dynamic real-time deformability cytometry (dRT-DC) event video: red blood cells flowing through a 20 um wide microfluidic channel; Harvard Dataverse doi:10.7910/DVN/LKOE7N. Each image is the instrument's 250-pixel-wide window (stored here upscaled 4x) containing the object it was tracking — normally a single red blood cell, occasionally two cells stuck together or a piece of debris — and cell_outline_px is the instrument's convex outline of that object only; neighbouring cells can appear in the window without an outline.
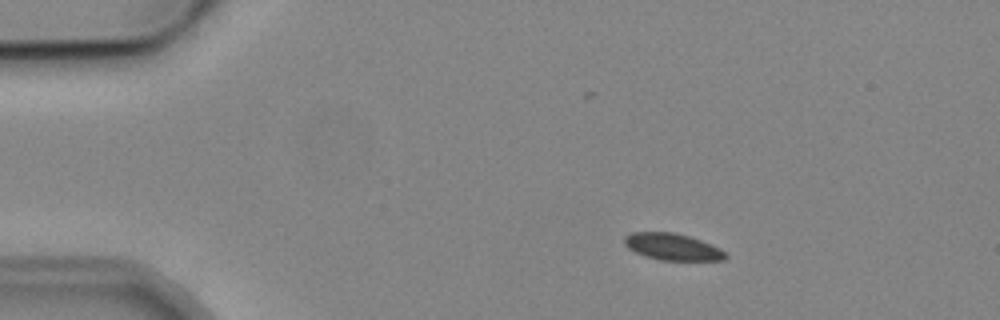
{"species": "common noctule bat (a hibernating species)", "species_latin": "Nyctalus noctula", "temperature_condition": "cold", "stored_images_in_passage": 4, "camera_frame_rate_fps": 3000, "um_per_image_px": 0.085, "animal": {"sex": "male", "body_mass_g": 19.2, "forearm_length_mm": 51.8}, "frame": {"image": 1, "passage_image": 2, "time_ms": 1.667, "image_size_px": [1000, 320], "cell_outline_px": [[728, 256], [724, 260], [660, 260], [644, 256], [628, 248], [624, 244], [624, 236], [632, 232], [672, 232], [688, 236], [700, 240], [720, 248]], "centroid_in_image_um": [57.13, 20.98], "position_along_channel_um": 27.9, "area_um2": 15.66}}